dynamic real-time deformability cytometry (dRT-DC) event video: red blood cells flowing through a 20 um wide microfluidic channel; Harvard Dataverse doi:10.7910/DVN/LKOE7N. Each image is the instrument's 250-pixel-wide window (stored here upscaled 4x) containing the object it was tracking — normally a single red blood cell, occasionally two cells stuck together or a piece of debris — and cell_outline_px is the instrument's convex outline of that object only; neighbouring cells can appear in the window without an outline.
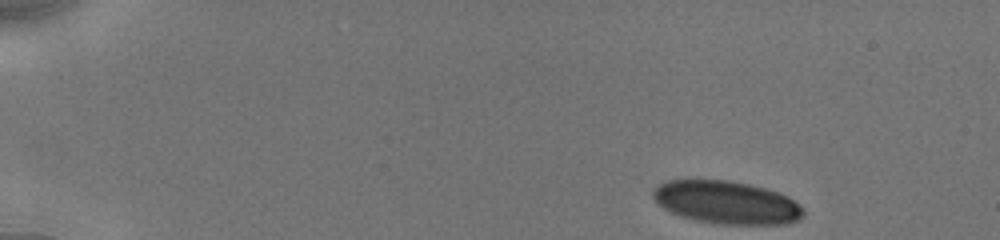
{"species": "human", "species_latin": "Homo sapiens", "temperature_condition": "cold", "stored_images_in_passage": 72, "camera_frame_rate_fps": 3000, "um_per_image_px": 0.085, "donor": {"sex": "male"}, "frame": {"image": 1, "passage_image": 1, "time_ms": 0.0, "image_size_px": [1000, 240], "cell_outline_px": [[804, 216], [796, 220], [784, 224], [720, 224], [696, 220], [680, 216], [664, 208], [652, 196], [652, 188], [668, 180], [728, 180], [748, 184], [764, 188], [788, 196], [804, 212]], "centroid_in_image_um": [61.72, 17.2], "position_along_channel_um": 23.3, "area_um2": 37.17}}
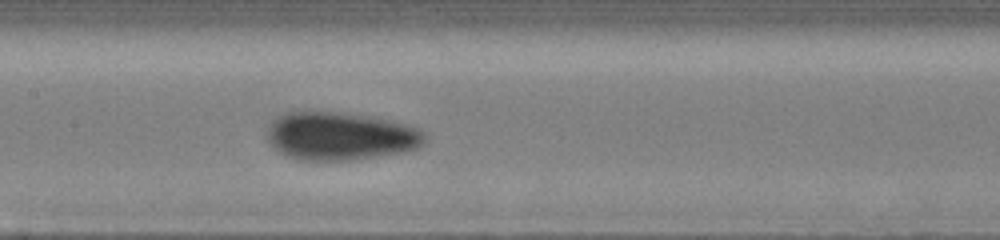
{"frame": {"image": 2, "passage_image": 24, "time_ms": 7.0, "image_size_px": [1000, 240], "cell_outline_px": [[428, 136], [424, 144], [416, 148], [400, 152], [348, 160], [300, 160], [288, 156], [280, 152], [268, 140], [264, 132], [272, 120], [276, 116], [288, 112], [308, 108], [344, 112], [392, 120], [408, 124], [420, 128]], "centroid_in_image_um": [28.89, 11.51], "position_along_channel_um": 178.5, "area_um2": 45.14}}
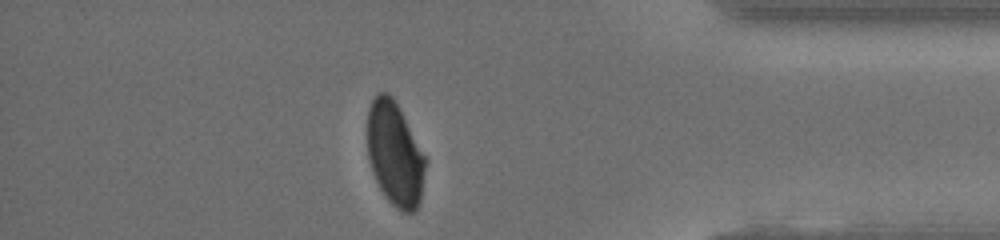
{"frame": {"image": 3, "passage_image": 60, "time_ms": 13.333, "image_size_px": [1000, 240], "cell_outline_px": [[428, 160], [420, 200], [416, 212], [404, 212], [396, 208], [388, 200], [380, 188], [372, 172], [368, 160], [368, 108], [376, 92], [384, 92], [396, 104]], "centroid_in_image_um": [33.58, 13.14], "position_along_channel_um": 401.6, "area_um2": 34.97}, "authors_computed_cell_mechanics": {"area_um2": 39.4774, "velocity_mm_per_s": 3.8963, "shape_relaxation_time_tau1_ms": 7.6388, "shape_relaxation_time_tau2_ms": 1.0103, "deformation_change_tau1": 0.1247, "deformation_change_tau2": 0.047}}